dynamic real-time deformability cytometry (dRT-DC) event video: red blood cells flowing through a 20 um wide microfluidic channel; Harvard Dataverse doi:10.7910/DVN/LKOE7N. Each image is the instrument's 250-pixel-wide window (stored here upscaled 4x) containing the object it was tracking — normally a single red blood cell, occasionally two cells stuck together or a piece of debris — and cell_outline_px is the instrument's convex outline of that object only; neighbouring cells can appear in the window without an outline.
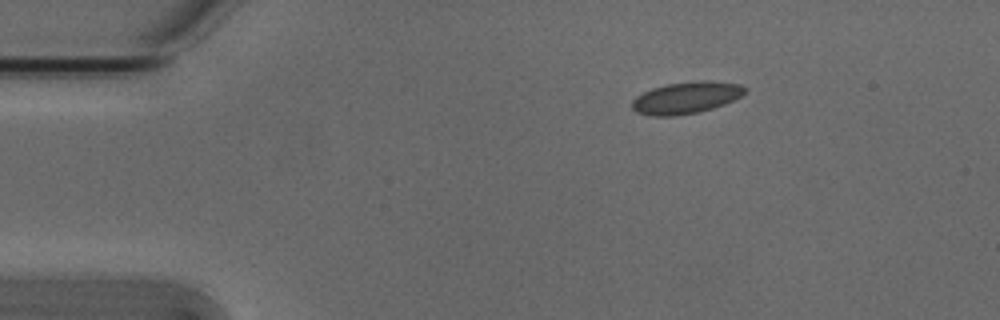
{"species": "Egyptian fruit bat (a non-hibernating species)", "species_latin": "Rousettus aegyptiacus", "temperature_condition": "cold", "stored_images_in_passage": 3, "camera_frame_rate_fps": 3000, "um_per_image_px": 0.085, "animal": {"sex": "male"}, "frame": {"image": 1, "passage_image": 1, "time_ms": 0.0, "image_size_px": [1000, 320], "cell_outline_px": [[748, 88], [740, 96], [724, 104], [712, 108], [696, 112], [676, 116], [648, 116], [636, 112], [632, 108], [632, 100], [636, 96], [652, 88], [668, 84], [700, 80], [708, 80], [740, 84]], "centroid_in_image_um": [58.3, 8.3], "position_along_channel_um": 26.7, "area_um2": 20.87}}
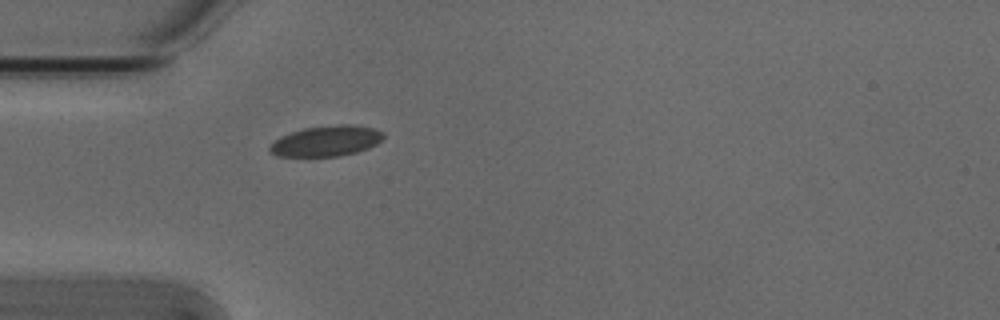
{"frame": {"image": 2, "passage_image": 3, "time_ms": 0.667, "image_size_px": [1000, 320], "cell_outline_px": [[384, 136], [376, 144], [368, 148], [356, 152], [340, 156], [280, 156], [268, 152], [268, 148], [280, 136], [304, 128], [336, 124], [352, 124], [372, 128], [384, 132]], "centroid_in_image_um": [27.74, 11.98], "position_along_channel_um": 57.3, "area_um2": 20.17}}